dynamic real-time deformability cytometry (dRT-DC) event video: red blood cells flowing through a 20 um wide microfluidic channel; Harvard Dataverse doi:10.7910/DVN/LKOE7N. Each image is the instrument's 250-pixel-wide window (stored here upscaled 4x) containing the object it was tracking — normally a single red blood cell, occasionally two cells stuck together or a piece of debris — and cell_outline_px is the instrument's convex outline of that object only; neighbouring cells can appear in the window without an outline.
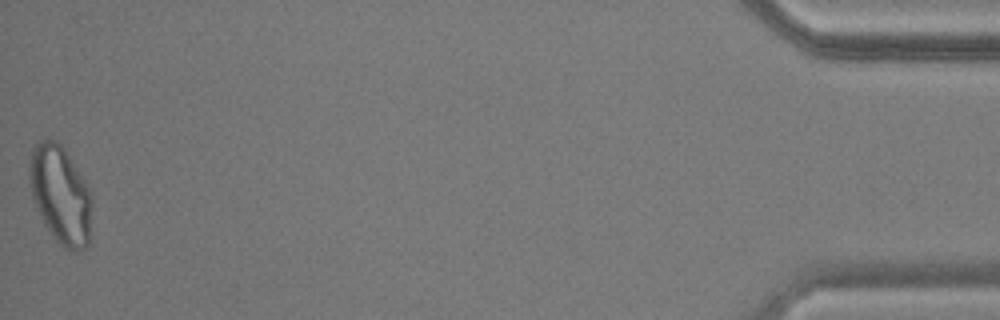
{"species": "common noctule bat (a hibernating species)", "species_latin": "Nyctalus noctula", "temperature_condition": "warm", "stored_images_in_passage": 38, "camera_frame_rate_fps": 3000, "um_per_image_px": 0.085, "animal": {"sex": "male", "body_mass_g": 17.9, "forearm_length_mm": 54.2}, "frame": {"image": 1, "passage_image": 38, "time_ms": 12.333, "image_size_px": [1000, 320], "cell_outline_px": [[92, 204], [88, 244], [84, 248], [76, 252], [64, 248], [56, 240], [44, 224], [32, 200], [28, 176], [28, 168], [32, 148], [36, 140], [48, 136], [56, 140], [64, 148], [92, 192]], "centroid_in_image_um": [5.11, 16.5], "position_along_channel_um": 430.1, "area_um2": 36.36}, "authors_computed_cell_mechanics": {"area_um2": 23.7269, "velocity_mm_per_s": 3.741, "shape_relaxation_time_tau1_ms": 9.7912, "shape_relaxation_time_tau2_ms": 1.7015, "deformation_change_tau1": 0.2411, "deformation_change_tau2": 0.0985}}